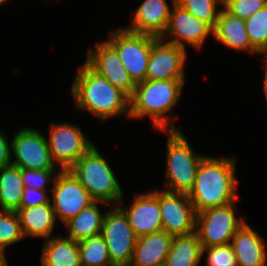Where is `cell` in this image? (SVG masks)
<instances>
[{
    "mask_svg": "<svg viewBox=\"0 0 267 266\" xmlns=\"http://www.w3.org/2000/svg\"><path fill=\"white\" fill-rule=\"evenodd\" d=\"M70 91L77 110L88 111L102 122L130 115V97L86 61L80 65Z\"/></svg>",
    "mask_w": 267,
    "mask_h": 266,
    "instance_id": "6da1fadb",
    "label": "cell"
},
{
    "mask_svg": "<svg viewBox=\"0 0 267 266\" xmlns=\"http://www.w3.org/2000/svg\"><path fill=\"white\" fill-rule=\"evenodd\" d=\"M236 160L235 156L205 155L188 194L196 213L237 201Z\"/></svg>",
    "mask_w": 267,
    "mask_h": 266,
    "instance_id": "7a4b0ae2",
    "label": "cell"
},
{
    "mask_svg": "<svg viewBox=\"0 0 267 266\" xmlns=\"http://www.w3.org/2000/svg\"><path fill=\"white\" fill-rule=\"evenodd\" d=\"M185 80H144L130 97L131 119L148 117L154 129L178 130L173 109L180 101Z\"/></svg>",
    "mask_w": 267,
    "mask_h": 266,
    "instance_id": "3957f363",
    "label": "cell"
},
{
    "mask_svg": "<svg viewBox=\"0 0 267 266\" xmlns=\"http://www.w3.org/2000/svg\"><path fill=\"white\" fill-rule=\"evenodd\" d=\"M94 144L68 170L85 187L94 201L112 206L124 200V192L108 161ZM117 203V204H116Z\"/></svg>",
    "mask_w": 267,
    "mask_h": 266,
    "instance_id": "277c9868",
    "label": "cell"
},
{
    "mask_svg": "<svg viewBox=\"0 0 267 266\" xmlns=\"http://www.w3.org/2000/svg\"><path fill=\"white\" fill-rule=\"evenodd\" d=\"M166 132L165 191L189 194L192 190L198 167L205 157L197 154L190 146L184 133L178 130Z\"/></svg>",
    "mask_w": 267,
    "mask_h": 266,
    "instance_id": "5b68a950",
    "label": "cell"
},
{
    "mask_svg": "<svg viewBox=\"0 0 267 266\" xmlns=\"http://www.w3.org/2000/svg\"><path fill=\"white\" fill-rule=\"evenodd\" d=\"M236 201L196 213V233L202 247L231 243L236 232L246 223L245 214L236 217Z\"/></svg>",
    "mask_w": 267,
    "mask_h": 266,
    "instance_id": "8992f818",
    "label": "cell"
},
{
    "mask_svg": "<svg viewBox=\"0 0 267 266\" xmlns=\"http://www.w3.org/2000/svg\"><path fill=\"white\" fill-rule=\"evenodd\" d=\"M108 38V39H107ZM106 41L117 51L119 58L135 84L146 77L151 46L158 38L153 35L118 28L110 31Z\"/></svg>",
    "mask_w": 267,
    "mask_h": 266,
    "instance_id": "52a82bcc",
    "label": "cell"
},
{
    "mask_svg": "<svg viewBox=\"0 0 267 266\" xmlns=\"http://www.w3.org/2000/svg\"><path fill=\"white\" fill-rule=\"evenodd\" d=\"M101 234L106 241L112 265L129 266L136 247L137 236L125 213L117 205L106 211Z\"/></svg>",
    "mask_w": 267,
    "mask_h": 266,
    "instance_id": "ba28073f",
    "label": "cell"
},
{
    "mask_svg": "<svg viewBox=\"0 0 267 266\" xmlns=\"http://www.w3.org/2000/svg\"><path fill=\"white\" fill-rule=\"evenodd\" d=\"M76 124L53 123L46 135L53 162L68 170L93 145V141Z\"/></svg>",
    "mask_w": 267,
    "mask_h": 266,
    "instance_id": "9c48e42d",
    "label": "cell"
},
{
    "mask_svg": "<svg viewBox=\"0 0 267 266\" xmlns=\"http://www.w3.org/2000/svg\"><path fill=\"white\" fill-rule=\"evenodd\" d=\"M11 138V164L26 169H58L52 160L46 135L39 129L21 127Z\"/></svg>",
    "mask_w": 267,
    "mask_h": 266,
    "instance_id": "30bf717a",
    "label": "cell"
},
{
    "mask_svg": "<svg viewBox=\"0 0 267 266\" xmlns=\"http://www.w3.org/2000/svg\"><path fill=\"white\" fill-rule=\"evenodd\" d=\"M51 204L56 220L63 224L94 202L85 187L69 170H60L52 187Z\"/></svg>",
    "mask_w": 267,
    "mask_h": 266,
    "instance_id": "8fae6325",
    "label": "cell"
},
{
    "mask_svg": "<svg viewBox=\"0 0 267 266\" xmlns=\"http://www.w3.org/2000/svg\"><path fill=\"white\" fill-rule=\"evenodd\" d=\"M171 3L168 26L160 38L185 50L187 45L195 50L203 49L209 35L213 36V28L184 10L176 0H171Z\"/></svg>",
    "mask_w": 267,
    "mask_h": 266,
    "instance_id": "7c38bea8",
    "label": "cell"
},
{
    "mask_svg": "<svg viewBox=\"0 0 267 266\" xmlns=\"http://www.w3.org/2000/svg\"><path fill=\"white\" fill-rule=\"evenodd\" d=\"M187 50L158 37L151 46L145 80H185Z\"/></svg>",
    "mask_w": 267,
    "mask_h": 266,
    "instance_id": "4fadbf2b",
    "label": "cell"
},
{
    "mask_svg": "<svg viewBox=\"0 0 267 266\" xmlns=\"http://www.w3.org/2000/svg\"><path fill=\"white\" fill-rule=\"evenodd\" d=\"M163 230L173 236L196 232V212L188 194L159 190Z\"/></svg>",
    "mask_w": 267,
    "mask_h": 266,
    "instance_id": "5bb4252c",
    "label": "cell"
},
{
    "mask_svg": "<svg viewBox=\"0 0 267 266\" xmlns=\"http://www.w3.org/2000/svg\"><path fill=\"white\" fill-rule=\"evenodd\" d=\"M94 46L88 48L85 61L115 87L131 97L136 84L123 66L117 51L106 40L96 42Z\"/></svg>",
    "mask_w": 267,
    "mask_h": 266,
    "instance_id": "9a60e30c",
    "label": "cell"
},
{
    "mask_svg": "<svg viewBox=\"0 0 267 266\" xmlns=\"http://www.w3.org/2000/svg\"><path fill=\"white\" fill-rule=\"evenodd\" d=\"M119 203L137 237L163 230L158 189L136 194L128 207Z\"/></svg>",
    "mask_w": 267,
    "mask_h": 266,
    "instance_id": "2e32d148",
    "label": "cell"
},
{
    "mask_svg": "<svg viewBox=\"0 0 267 266\" xmlns=\"http://www.w3.org/2000/svg\"><path fill=\"white\" fill-rule=\"evenodd\" d=\"M171 8L167 0H143L125 29L161 37L168 26Z\"/></svg>",
    "mask_w": 267,
    "mask_h": 266,
    "instance_id": "e0dca14e",
    "label": "cell"
},
{
    "mask_svg": "<svg viewBox=\"0 0 267 266\" xmlns=\"http://www.w3.org/2000/svg\"><path fill=\"white\" fill-rule=\"evenodd\" d=\"M267 242L246 222L231 240L237 266H266Z\"/></svg>",
    "mask_w": 267,
    "mask_h": 266,
    "instance_id": "ac0fdd59",
    "label": "cell"
},
{
    "mask_svg": "<svg viewBox=\"0 0 267 266\" xmlns=\"http://www.w3.org/2000/svg\"><path fill=\"white\" fill-rule=\"evenodd\" d=\"M172 238L164 230L137 237L129 266H164Z\"/></svg>",
    "mask_w": 267,
    "mask_h": 266,
    "instance_id": "d6986e66",
    "label": "cell"
},
{
    "mask_svg": "<svg viewBox=\"0 0 267 266\" xmlns=\"http://www.w3.org/2000/svg\"><path fill=\"white\" fill-rule=\"evenodd\" d=\"M213 38L232 51L259 54L251 45L245 20L230 15L223 8L213 29Z\"/></svg>",
    "mask_w": 267,
    "mask_h": 266,
    "instance_id": "ffe728a7",
    "label": "cell"
},
{
    "mask_svg": "<svg viewBox=\"0 0 267 266\" xmlns=\"http://www.w3.org/2000/svg\"><path fill=\"white\" fill-rule=\"evenodd\" d=\"M24 237L49 239L53 235L56 218L51 203L40 204L16 211Z\"/></svg>",
    "mask_w": 267,
    "mask_h": 266,
    "instance_id": "44dd1931",
    "label": "cell"
},
{
    "mask_svg": "<svg viewBox=\"0 0 267 266\" xmlns=\"http://www.w3.org/2000/svg\"><path fill=\"white\" fill-rule=\"evenodd\" d=\"M52 236L42 245L41 266H81L79 244L73 239Z\"/></svg>",
    "mask_w": 267,
    "mask_h": 266,
    "instance_id": "7402d4cb",
    "label": "cell"
},
{
    "mask_svg": "<svg viewBox=\"0 0 267 266\" xmlns=\"http://www.w3.org/2000/svg\"><path fill=\"white\" fill-rule=\"evenodd\" d=\"M107 203L94 201L89 206L80 211L75 217L64 225L68 229V238L75 242L85 240L87 237L101 233L103 219L106 214L101 212L99 205Z\"/></svg>",
    "mask_w": 267,
    "mask_h": 266,
    "instance_id": "603a6c76",
    "label": "cell"
},
{
    "mask_svg": "<svg viewBox=\"0 0 267 266\" xmlns=\"http://www.w3.org/2000/svg\"><path fill=\"white\" fill-rule=\"evenodd\" d=\"M202 258V245L196 232L175 235L164 266H198Z\"/></svg>",
    "mask_w": 267,
    "mask_h": 266,
    "instance_id": "cb8c5ba5",
    "label": "cell"
},
{
    "mask_svg": "<svg viewBox=\"0 0 267 266\" xmlns=\"http://www.w3.org/2000/svg\"><path fill=\"white\" fill-rule=\"evenodd\" d=\"M24 185L21 168L13 164L0 169V211H17L20 208Z\"/></svg>",
    "mask_w": 267,
    "mask_h": 266,
    "instance_id": "d4e9b609",
    "label": "cell"
},
{
    "mask_svg": "<svg viewBox=\"0 0 267 266\" xmlns=\"http://www.w3.org/2000/svg\"><path fill=\"white\" fill-rule=\"evenodd\" d=\"M81 266H113L101 233L78 242Z\"/></svg>",
    "mask_w": 267,
    "mask_h": 266,
    "instance_id": "484cf974",
    "label": "cell"
},
{
    "mask_svg": "<svg viewBox=\"0 0 267 266\" xmlns=\"http://www.w3.org/2000/svg\"><path fill=\"white\" fill-rule=\"evenodd\" d=\"M245 27L252 47L267 58V5L245 20Z\"/></svg>",
    "mask_w": 267,
    "mask_h": 266,
    "instance_id": "4316f807",
    "label": "cell"
},
{
    "mask_svg": "<svg viewBox=\"0 0 267 266\" xmlns=\"http://www.w3.org/2000/svg\"><path fill=\"white\" fill-rule=\"evenodd\" d=\"M176 3L213 29L222 10L220 5L223 6V0H176Z\"/></svg>",
    "mask_w": 267,
    "mask_h": 266,
    "instance_id": "83f0119b",
    "label": "cell"
},
{
    "mask_svg": "<svg viewBox=\"0 0 267 266\" xmlns=\"http://www.w3.org/2000/svg\"><path fill=\"white\" fill-rule=\"evenodd\" d=\"M24 238L16 211H0V256H5L6 248Z\"/></svg>",
    "mask_w": 267,
    "mask_h": 266,
    "instance_id": "f1b7e54d",
    "label": "cell"
},
{
    "mask_svg": "<svg viewBox=\"0 0 267 266\" xmlns=\"http://www.w3.org/2000/svg\"><path fill=\"white\" fill-rule=\"evenodd\" d=\"M60 168L57 169H26L21 168V177L24 187L33 188L36 190H47V185L51 186L57 174L60 172Z\"/></svg>",
    "mask_w": 267,
    "mask_h": 266,
    "instance_id": "f546056e",
    "label": "cell"
},
{
    "mask_svg": "<svg viewBox=\"0 0 267 266\" xmlns=\"http://www.w3.org/2000/svg\"><path fill=\"white\" fill-rule=\"evenodd\" d=\"M207 266H237L236 255L231 243L212 247H202V256L206 255Z\"/></svg>",
    "mask_w": 267,
    "mask_h": 266,
    "instance_id": "4dcf8cb0",
    "label": "cell"
},
{
    "mask_svg": "<svg viewBox=\"0 0 267 266\" xmlns=\"http://www.w3.org/2000/svg\"><path fill=\"white\" fill-rule=\"evenodd\" d=\"M266 5L267 0H223L221 7L230 15L246 20Z\"/></svg>",
    "mask_w": 267,
    "mask_h": 266,
    "instance_id": "1f68e13d",
    "label": "cell"
},
{
    "mask_svg": "<svg viewBox=\"0 0 267 266\" xmlns=\"http://www.w3.org/2000/svg\"><path fill=\"white\" fill-rule=\"evenodd\" d=\"M48 190H36L24 187L20 208H30L40 204L51 203V196H48Z\"/></svg>",
    "mask_w": 267,
    "mask_h": 266,
    "instance_id": "d6a6232c",
    "label": "cell"
},
{
    "mask_svg": "<svg viewBox=\"0 0 267 266\" xmlns=\"http://www.w3.org/2000/svg\"><path fill=\"white\" fill-rule=\"evenodd\" d=\"M0 130V169L11 164V140L7 133ZM9 141V142H8Z\"/></svg>",
    "mask_w": 267,
    "mask_h": 266,
    "instance_id": "836d02e7",
    "label": "cell"
},
{
    "mask_svg": "<svg viewBox=\"0 0 267 266\" xmlns=\"http://www.w3.org/2000/svg\"><path fill=\"white\" fill-rule=\"evenodd\" d=\"M265 61V62H264ZM264 62V80H263V91H264V95H265V98H266V101H267V59H264L263 60Z\"/></svg>",
    "mask_w": 267,
    "mask_h": 266,
    "instance_id": "e575fe53",
    "label": "cell"
},
{
    "mask_svg": "<svg viewBox=\"0 0 267 266\" xmlns=\"http://www.w3.org/2000/svg\"><path fill=\"white\" fill-rule=\"evenodd\" d=\"M0 266H8L6 256H0Z\"/></svg>",
    "mask_w": 267,
    "mask_h": 266,
    "instance_id": "d590c367",
    "label": "cell"
},
{
    "mask_svg": "<svg viewBox=\"0 0 267 266\" xmlns=\"http://www.w3.org/2000/svg\"><path fill=\"white\" fill-rule=\"evenodd\" d=\"M9 0H0V5H3L4 3L8 2Z\"/></svg>",
    "mask_w": 267,
    "mask_h": 266,
    "instance_id": "8d00e7d4",
    "label": "cell"
}]
</instances>
